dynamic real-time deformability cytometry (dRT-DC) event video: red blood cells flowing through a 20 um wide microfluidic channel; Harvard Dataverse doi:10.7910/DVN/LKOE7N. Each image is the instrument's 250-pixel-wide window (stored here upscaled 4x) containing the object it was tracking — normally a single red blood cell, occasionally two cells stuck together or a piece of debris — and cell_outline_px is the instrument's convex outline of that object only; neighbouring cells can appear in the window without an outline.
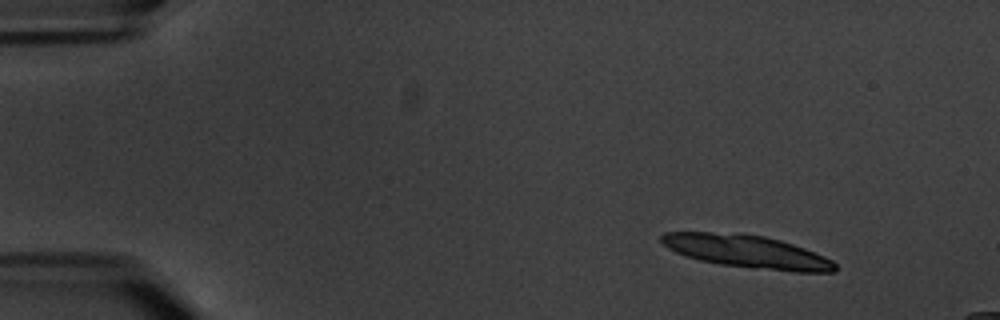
{"species": "common noctule bat (a hibernating species)", "species_latin": "Nyctalus noctula", "temperature_condition": "warm", "stored_images_in_passage": 4, "camera_frame_rate_fps": 3000, "um_per_image_px": 0.085, "animal": {"sex": "male", "body_mass_g": 20.1, "forearm_length_mm": 53.5}, "frame": {"image": 1, "passage_image": 1, "time_ms": 0.0, "image_size_px": [1000, 320], "cell_outline_px": [[836, 272], [792, 272], [752, 268], [720, 264], [700, 260], [684, 256], [668, 248], [660, 240], [660, 236], [664, 232], [740, 232], [764, 236], [780, 240], [804, 248], [824, 256], [832, 260], [836, 264]], "centroid_in_image_um": [63.49, 21.37], "position_along_channel_um": 21.5, "area_um2": 33.47}}